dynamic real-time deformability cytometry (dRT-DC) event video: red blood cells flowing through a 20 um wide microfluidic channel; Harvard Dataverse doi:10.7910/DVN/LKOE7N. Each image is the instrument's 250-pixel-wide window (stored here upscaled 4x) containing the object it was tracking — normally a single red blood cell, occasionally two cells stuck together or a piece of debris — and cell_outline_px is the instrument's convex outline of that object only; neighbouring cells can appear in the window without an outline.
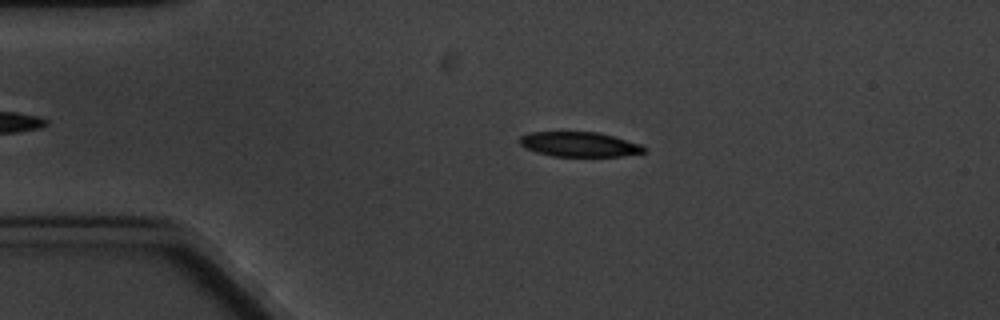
{"species": "common noctule bat (a hibernating species)", "species_latin": "Nyctalus noctula", "temperature_condition": "cold", "stored_images_in_passage": 4, "camera_frame_rate_fps": 3000, "um_per_image_px": 0.085, "animal": {"sex": "male", "body_mass_g": 20.1, "forearm_length_mm": 53.5}, "frame": {"image": 1, "passage_image": 3, "time_ms": 2.333, "image_size_px": [1000, 320], "cell_outline_px": [[644, 152], [624, 156], [552, 156], [536, 152], [524, 148], [520, 144], [520, 136], [532, 132], [596, 132], [612, 136], [640, 144], [644, 148]], "centroid_in_image_um": [49.2, 12.27], "position_along_channel_um": 35.8, "area_um2": 17.74}}